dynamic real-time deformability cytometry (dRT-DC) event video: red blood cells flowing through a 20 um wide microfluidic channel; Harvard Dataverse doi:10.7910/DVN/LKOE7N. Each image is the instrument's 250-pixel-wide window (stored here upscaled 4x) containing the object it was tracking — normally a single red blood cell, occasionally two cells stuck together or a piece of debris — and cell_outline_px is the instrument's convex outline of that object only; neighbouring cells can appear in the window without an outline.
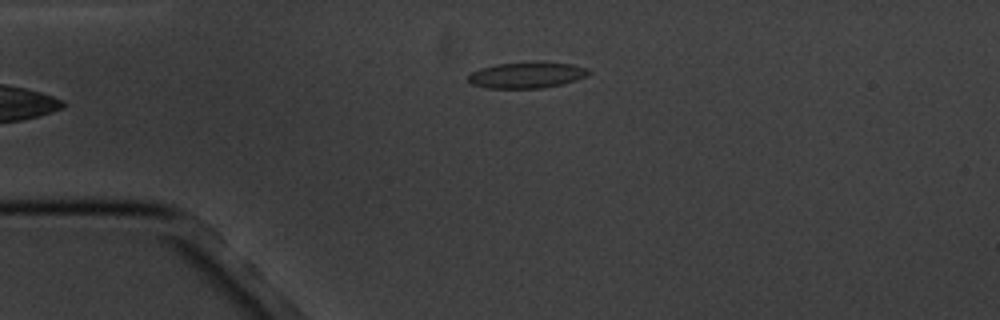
{"species": "common noctule bat (a hibernating species)", "species_latin": "Nyctalus noctula", "temperature_condition": "cold", "stored_images_in_passage": 3, "camera_frame_rate_fps": 3000, "um_per_image_px": 0.085, "animal": {"sex": "male", "body_mass_g": 20.1, "forearm_length_mm": 53.5}, "frame": {"image": 1, "passage_image": 3, "time_ms": 2.333, "image_size_px": [1000, 320], "cell_outline_px": [[592, 72], [588, 76], [564, 84], [540, 88], [488, 88], [472, 84], [468, 80], [468, 76], [472, 72], [480, 68], [496, 64], [532, 60], [536, 60], [572, 64], [588, 68]], "centroid_in_image_um": [44.83, 6.35], "position_along_channel_um": 40.2, "area_um2": 18.84}}